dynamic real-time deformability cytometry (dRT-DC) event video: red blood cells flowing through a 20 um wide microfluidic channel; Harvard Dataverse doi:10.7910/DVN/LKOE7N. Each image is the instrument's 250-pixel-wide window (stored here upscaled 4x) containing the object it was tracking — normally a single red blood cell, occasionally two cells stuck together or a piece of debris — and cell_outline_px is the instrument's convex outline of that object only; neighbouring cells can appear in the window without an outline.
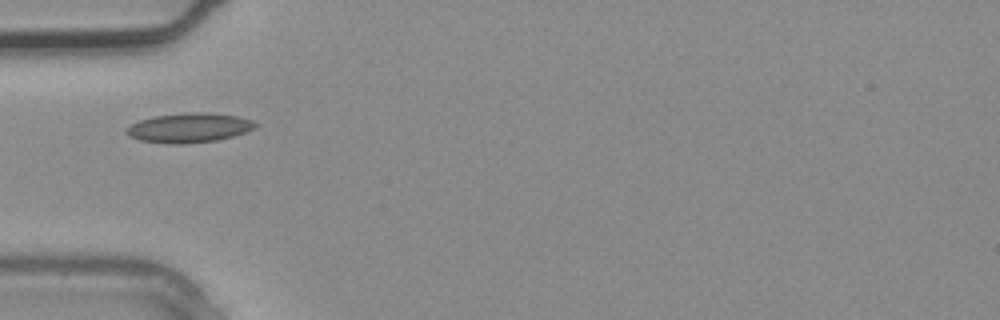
{"species": "common noctule bat (a hibernating species)", "species_latin": "Nyctalus noctula", "temperature_condition": "warm", "stored_images_in_passage": 2, "camera_frame_rate_fps": 3000, "um_per_image_px": 0.085, "animal": {"sex": "male", "body_mass_g": 20.4}, "frame": {"image": 1, "passage_image": 2, "time_ms": 0.333, "image_size_px": [1000, 320], "cell_outline_px": [[256, 128], [232, 136], [216, 140], [184, 144], [168, 144], [140, 140], [128, 136], [124, 132], [132, 124], [140, 120], [156, 116], [188, 112], [208, 112], [236, 116], [252, 120], [256, 124]], "centroid_in_image_um": [16.06, 10.86], "position_along_channel_um": 68.9, "area_um2": 22.02}}